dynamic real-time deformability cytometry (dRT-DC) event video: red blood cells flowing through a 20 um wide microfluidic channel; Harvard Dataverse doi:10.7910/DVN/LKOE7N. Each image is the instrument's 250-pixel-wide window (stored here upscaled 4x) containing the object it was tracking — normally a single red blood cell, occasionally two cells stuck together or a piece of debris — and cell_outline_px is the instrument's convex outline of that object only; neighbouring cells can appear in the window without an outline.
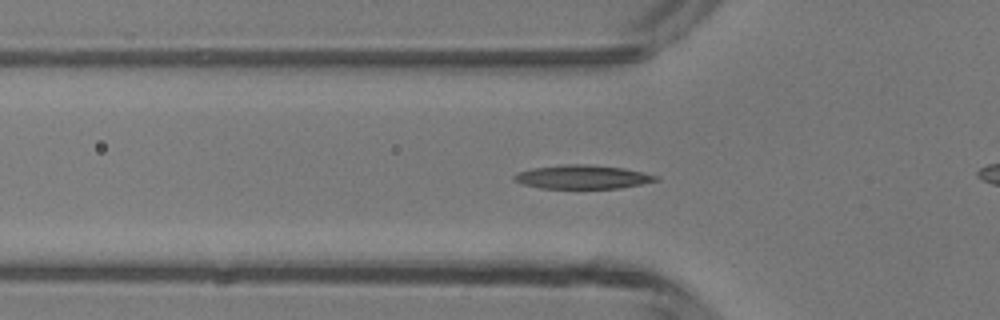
{"species": "common noctule bat (a hibernating species)", "species_latin": "Nyctalus noctula", "temperature_condition": "room temperature", "stored_images_in_passage": 39, "camera_frame_rate_fps": 3000, "um_per_image_px": 0.085, "animal": {"sex": "male", "body_mass_g": 13.3}, "frame": {"image": 1, "passage_image": 16, "time_ms": 5.0, "image_size_px": [1000, 320], "cell_outline_px": [[660, 180], [620, 188], [540, 188], [524, 184], [516, 180], [512, 176], [516, 172], [532, 168], [560, 164], [588, 164], [624, 168], [660, 176]], "centroid_in_image_um": [49.52, 15.03], "position_along_channel_um": 76.3, "area_um2": 19.65}}
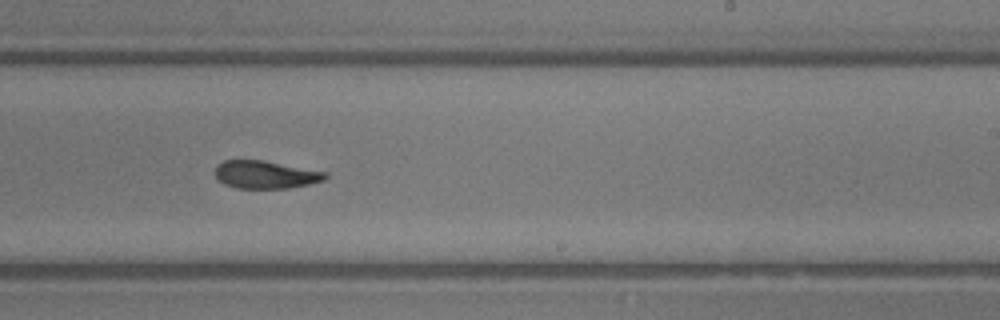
{"frame": {"image": 2, "passage_image": 29, "time_ms": 9.333, "image_size_px": [1000, 320], "cell_outline_px": [[328, 176], [324, 180], [308, 184], [288, 188], [236, 188], [224, 184], [216, 176], [216, 164], [224, 160], [260, 160], [328, 172]], "centroid_in_image_um": [22.57, 14.84], "position_along_channel_um": 266.4, "area_um2": 17.69}}
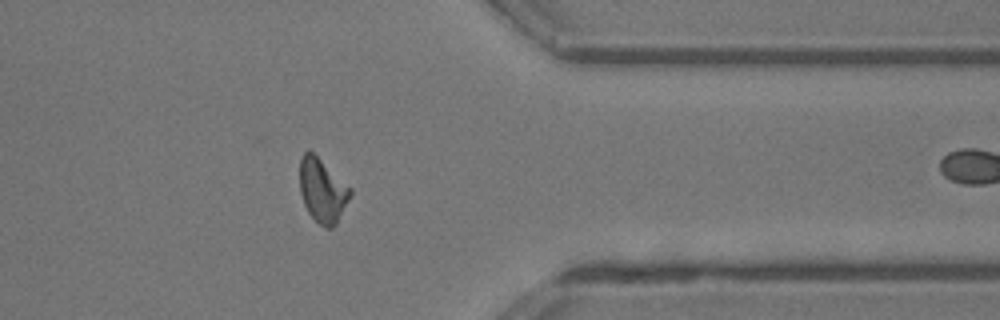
{"frame": {"image": 3, "passage_image": 38, "time_ms": 12.333, "image_size_px": [1000, 320], "cell_outline_px": [[352, 192], [336, 224], [332, 228], [324, 228], [308, 212], [304, 204], [300, 192], [300, 160], [304, 152], [312, 152], [352, 188]], "centroid_in_image_um": [27.41, 16.2], "position_along_channel_um": 384.0, "area_um2": 18.5}}